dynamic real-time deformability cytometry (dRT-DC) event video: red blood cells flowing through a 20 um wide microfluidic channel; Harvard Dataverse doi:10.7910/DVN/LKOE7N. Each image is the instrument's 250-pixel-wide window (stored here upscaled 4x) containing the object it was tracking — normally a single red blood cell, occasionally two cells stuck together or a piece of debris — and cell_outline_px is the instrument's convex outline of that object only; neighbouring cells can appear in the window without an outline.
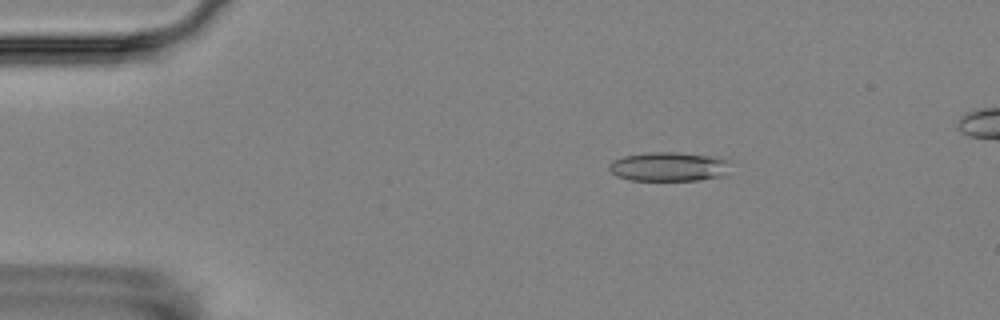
{"species": "Egyptian fruit bat (a non-hibernating species)", "species_latin": "Rousettus aegyptiacus", "temperature_condition": "room temperature", "stored_images_in_passage": 4, "segment_of_instrument_passage": [1, 2], "camera_frame_rate_fps": 3000, "um_per_image_px": 0.085, "animal": {"sex": "female"}, "frame": {"image": 1, "passage_image": 2, "time_ms": 1.0, "image_size_px": [1000, 320], "cell_outline_px": [[732, 164], [728, 176], [700, 180], [628, 180], [616, 176], [608, 168], [608, 164], [612, 160], [624, 156], [644, 152], [676, 152], [708, 156], [728, 160]], "centroid_in_image_um": [56.88, 14.17], "position_along_channel_um": 28.1, "area_um2": 21.04}}